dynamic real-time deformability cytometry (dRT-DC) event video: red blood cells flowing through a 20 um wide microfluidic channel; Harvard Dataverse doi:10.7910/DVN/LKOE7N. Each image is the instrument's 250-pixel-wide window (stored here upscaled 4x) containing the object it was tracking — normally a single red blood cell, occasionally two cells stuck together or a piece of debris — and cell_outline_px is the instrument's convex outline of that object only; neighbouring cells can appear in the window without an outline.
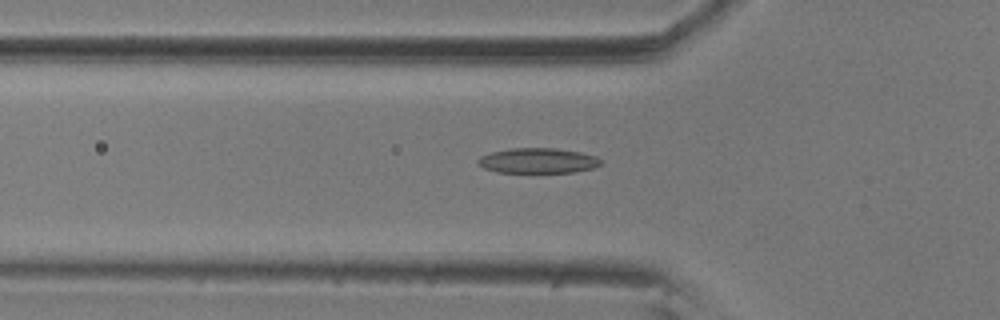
{"species": "common noctule bat (a hibernating species)", "species_latin": "Nyctalus noctula", "temperature_condition": "room temperature", "stored_images_in_passage": 50, "camera_frame_rate_fps": 3000, "um_per_image_px": 0.085, "animal": {"sex": "male", "body_mass_g": 20.5, "forearm_length_mm": 52.5}, "frame": {"image": 1, "passage_image": 19, "time_ms": 6.0, "image_size_px": [1000, 320], "cell_outline_px": [[600, 164], [592, 168], [572, 172], [496, 172], [484, 168], [476, 164], [476, 160], [480, 156], [492, 152], [512, 148], [552, 148], [580, 152], [596, 156], [600, 160]], "centroid_in_image_um": [45.66, 13.65], "position_along_channel_um": 80.1, "area_um2": 17.86}}
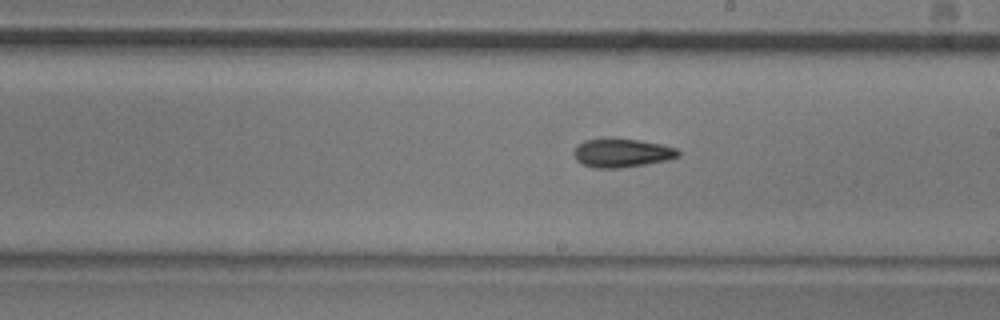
{"frame": {"image": 2, "passage_image": 32, "time_ms": 10.333, "image_size_px": [1000, 320], "cell_outline_px": [[680, 156], [668, 160], [620, 168], [596, 168], [584, 164], [576, 160], [572, 152], [584, 140], [640, 140], [660, 144], [676, 148], [680, 152]], "centroid_in_image_um": [52.89, 13.02], "position_along_channel_um": 236.1, "area_um2": 16.94}}
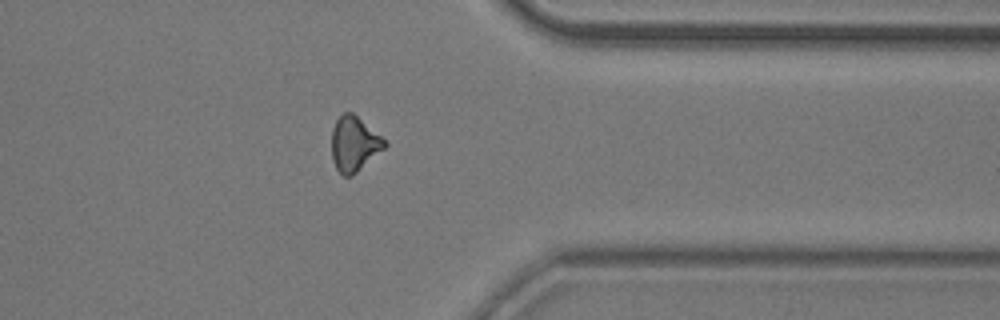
{"frame": {"image": 3, "passage_image": 45, "time_ms": 14.667, "image_size_px": [1000, 320], "cell_outline_px": [[388, 144], [384, 148], [352, 176], [344, 176], [336, 168], [332, 160], [332, 128], [336, 120], [344, 112], [352, 112], [380, 136]], "centroid_in_image_um": [30.07, 12.24], "position_along_channel_um": 381.3, "area_um2": 16.59}, "authors_computed_cell_mechanics": {"area_um2": 17.3689, "velocity_mm_per_s": 3.5691, "shape_relaxation_time_tau1_ms": 6.1054, "shape_relaxation_time_tau2_ms": 5.2258, "deformation_change_tau1": 0.1519, "deformation_change_tau2": 0.1293}}